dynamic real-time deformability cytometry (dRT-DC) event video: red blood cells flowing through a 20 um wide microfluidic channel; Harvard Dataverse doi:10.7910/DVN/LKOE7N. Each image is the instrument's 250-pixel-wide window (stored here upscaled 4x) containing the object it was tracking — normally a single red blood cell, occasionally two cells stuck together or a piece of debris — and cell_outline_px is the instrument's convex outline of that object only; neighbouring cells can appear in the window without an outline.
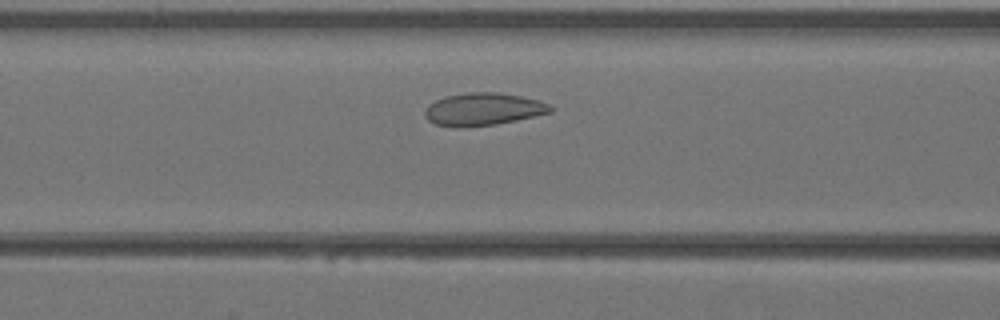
{"species": "Egyptian fruit bat (a non-hibernating species)", "species_latin": "Rousettus aegyptiacus", "temperature_condition": "warm", "stored_images_in_passage": 30, "camera_frame_rate_fps": 3000, "um_per_image_px": 0.085, "animal": {"sex": "female"}, "frame": {"image": 1, "passage_image": 9, "time_ms": 2.667, "image_size_px": [1000, 320], "cell_outline_px": [[552, 112], [516, 120], [496, 124], [460, 128], [452, 128], [436, 124], [428, 120], [424, 116], [424, 112], [428, 104], [444, 96], [468, 92], [496, 92], [520, 96], [536, 100], [548, 104], [552, 108]], "centroid_in_image_um": [41.0, 9.29], "position_along_channel_um": 125.6, "area_um2": 23.87}}
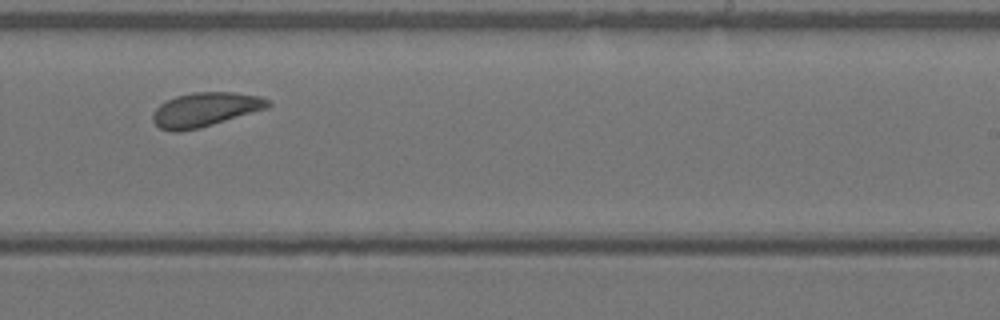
{"frame": {"image": 2, "passage_image": 18, "time_ms": 5.667, "image_size_px": [1000, 320], "cell_outline_px": [[272, 104], [268, 108], [200, 128], [180, 132], [172, 132], [160, 128], [152, 120], [152, 116], [156, 108], [160, 104], [176, 96], [192, 92], [236, 92], [260, 96], [268, 100]], "centroid_in_image_um": [17.45, 9.31], "position_along_channel_um": 271.6, "area_um2": 23.0}}
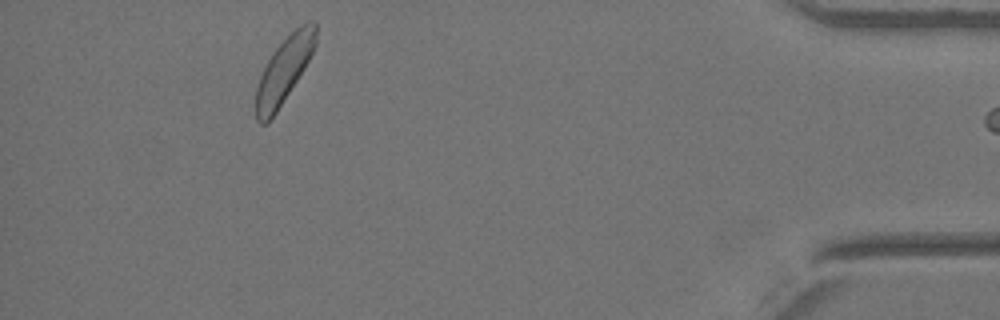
{"frame": {"image": 3, "passage_image": 30, "time_ms": 9.667, "image_size_px": [1000, 320], "cell_outline_px": [[316, 44], [304, 68], [276, 112], [264, 124], [260, 124], [256, 120], [256, 88], [260, 76], [272, 52], [300, 24], [308, 20], [316, 20]], "centroid_in_image_um": [24.15, 5.93], "position_along_channel_um": 411.1, "area_um2": 22.37}}